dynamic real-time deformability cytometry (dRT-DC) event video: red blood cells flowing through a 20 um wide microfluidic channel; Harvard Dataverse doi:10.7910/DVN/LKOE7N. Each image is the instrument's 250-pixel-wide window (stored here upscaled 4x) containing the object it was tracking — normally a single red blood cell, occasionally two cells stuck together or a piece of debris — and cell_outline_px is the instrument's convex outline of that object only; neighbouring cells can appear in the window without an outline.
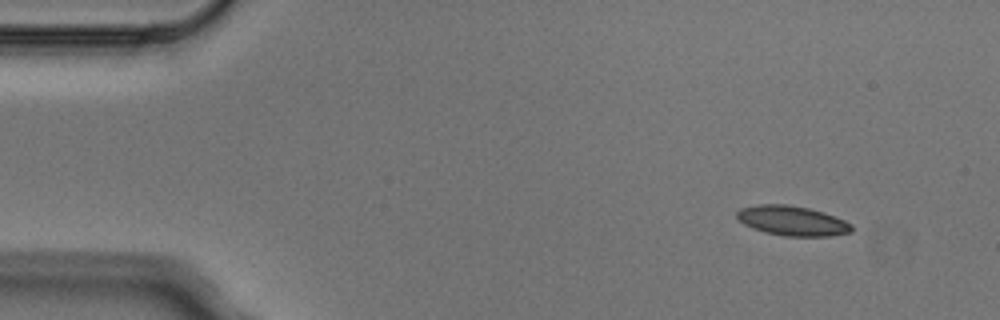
{"species": "Egyptian fruit bat (a non-hibernating species)", "species_latin": "Rousettus aegyptiacus", "temperature_condition": "cold", "stored_images_in_passage": 3, "camera_frame_rate_fps": 3000, "um_per_image_px": 0.085, "animal": {"sex": "male"}, "frame": {"image": 1, "passage_image": 1, "time_ms": 0.0, "image_size_px": [1000, 320], "cell_outline_px": [[852, 232], [832, 236], [784, 236], [764, 232], [752, 228], [744, 224], [736, 216], [736, 212], [740, 208], [760, 204], [788, 204], [808, 208], [824, 212], [844, 220], [852, 224]], "centroid_in_image_um": [67.34, 18.76], "position_along_channel_um": 17.7, "area_um2": 20.0}}